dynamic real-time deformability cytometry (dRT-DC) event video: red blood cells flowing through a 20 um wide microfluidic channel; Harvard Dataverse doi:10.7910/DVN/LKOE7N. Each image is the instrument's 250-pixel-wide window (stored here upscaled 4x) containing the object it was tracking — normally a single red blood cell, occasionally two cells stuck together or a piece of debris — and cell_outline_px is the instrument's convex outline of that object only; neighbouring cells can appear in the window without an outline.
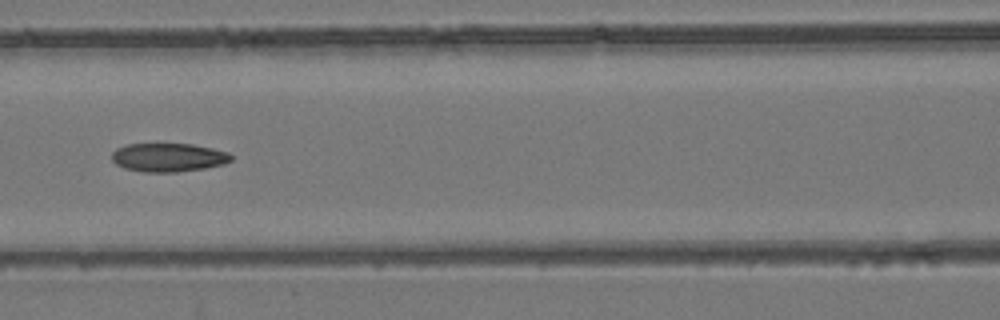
{"species": "common noctule bat (a hibernating species)", "species_latin": "Nyctalus noctula", "temperature_condition": "room temperature", "stored_images_in_passage": 6, "camera_frame_rate_fps": 3000, "um_per_image_px": 0.085, "animal": {"sex": "female", "body_mass_g": 24.6, "forearm_length_mm": 56.2}, "frame": {"image": 1, "passage_image": 6, "time_ms": 1.667, "image_size_px": [1000, 320], "cell_outline_px": [[232, 160], [224, 164], [204, 168], [176, 172], [144, 172], [124, 168], [116, 164], [112, 160], [112, 152], [116, 148], [128, 144], [192, 144], [212, 148], [228, 152], [232, 156]], "centroid_in_image_um": [14.31, 13.38], "position_along_channel_um": 152.3, "area_um2": 19.88}}